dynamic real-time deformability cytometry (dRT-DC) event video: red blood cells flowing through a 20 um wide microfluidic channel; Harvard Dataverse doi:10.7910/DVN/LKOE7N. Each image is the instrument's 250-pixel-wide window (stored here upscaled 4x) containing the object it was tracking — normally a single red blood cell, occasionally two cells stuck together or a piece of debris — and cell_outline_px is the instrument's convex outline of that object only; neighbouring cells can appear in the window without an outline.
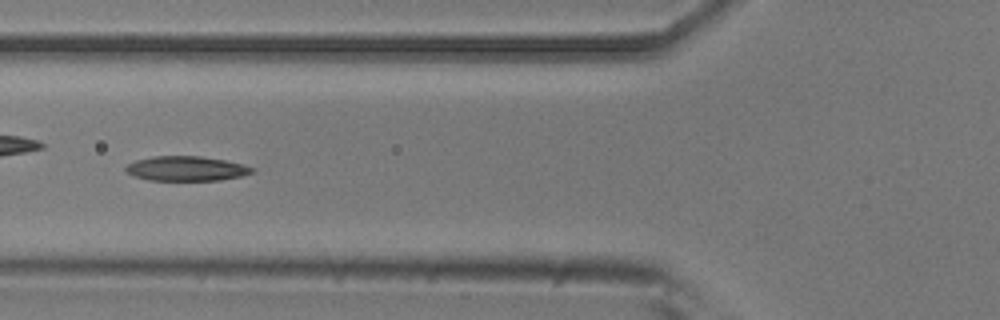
{"species": "common noctule bat (a hibernating species)", "species_latin": "Nyctalus noctula", "temperature_condition": "room temperature", "stored_images_in_passage": 5, "camera_frame_rate_fps": 3000, "um_per_image_px": 0.085, "animal": {"sex": "male", "body_mass_g": 20.5, "forearm_length_mm": 52.5}, "frame": {"image": 1, "passage_image": 5, "time_ms": 1.333, "image_size_px": [1000, 320], "cell_outline_px": [[256, 172], [240, 176], [220, 180], [148, 180], [124, 172], [124, 168], [128, 164], [136, 160], [152, 156], [200, 156], [224, 160], [240, 164], [252, 168]], "centroid_in_image_um": [15.79, 14.33], "position_along_channel_um": 110.0, "area_um2": 18.03}}